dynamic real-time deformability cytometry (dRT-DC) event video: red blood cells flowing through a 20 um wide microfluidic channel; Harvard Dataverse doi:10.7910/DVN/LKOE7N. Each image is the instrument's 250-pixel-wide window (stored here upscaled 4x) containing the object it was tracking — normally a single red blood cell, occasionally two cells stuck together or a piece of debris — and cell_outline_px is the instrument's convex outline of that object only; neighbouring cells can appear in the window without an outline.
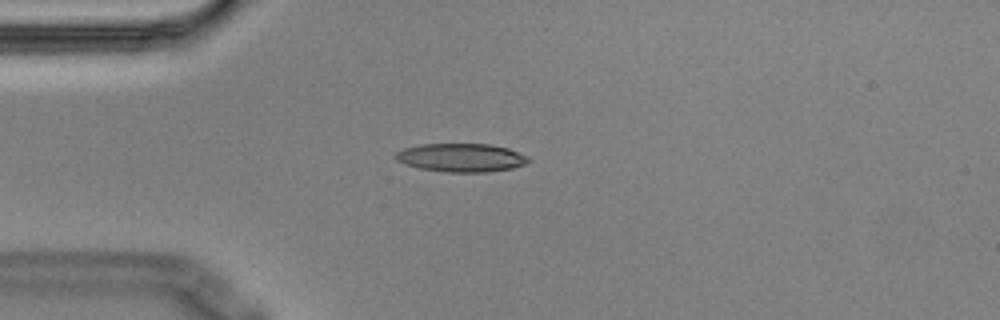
{"species": "Egyptian fruit bat (a non-hibernating species)", "species_latin": "Rousettus aegyptiacus", "temperature_condition": "cold", "stored_images_in_passage": 12, "camera_frame_rate_fps": 3000, "um_per_image_px": 0.085, "animal": {"sex": "male"}, "frame": {"image": 1, "passage_image": 3, "time_ms": 0.667, "image_size_px": [1000, 320], "cell_outline_px": [[532, 160], [528, 164], [512, 168], [488, 172], [448, 172], [420, 168], [396, 160], [392, 156], [396, 152], [404, 148], [420, 144], [488, 144], [508, 148], [528, 156]], "centroid_in_image_um": [39.24, 13.4], "position_along_channel_um": 45.8, "area_um2": 22.08}}
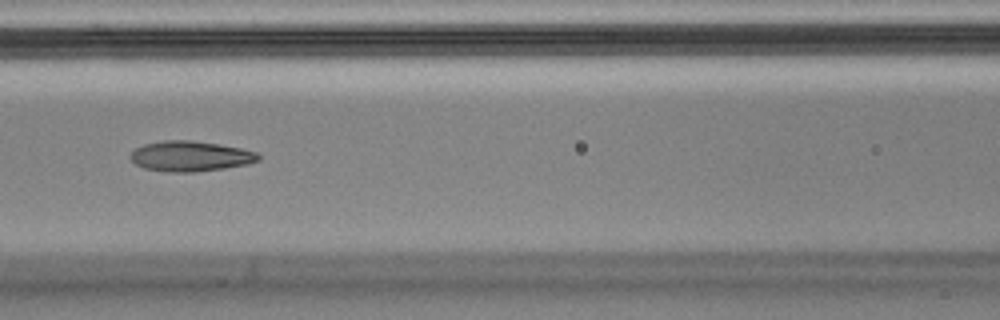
{"frame": {"image": 2, "passage_image": 6, "time_ms": 1.667, "image_size_px": [1000, 320], "cell_outline_px": [[260, 160], [248, 164], [224, 168], [196, 172], [168, 172], [144, 168], [136, 164], [128, 156], [136, 148], [144, 144], [164, 140], [192, 140], [240, 148], [256, 152], [260, 156]], "centroid_in_image_um": [16.17, 13.28], "position_along_channel_um": 150.4, "area_um2": 22.54}}
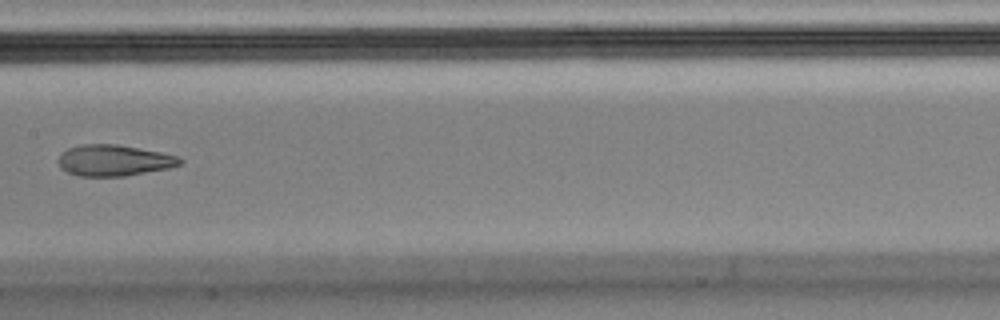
{"frame": {"image": 3, "passage_image": 7, "time_ms": 2.0, "image_size_px": [1000, 320], "cell_outline_px": [[184, 160], [180, 164], [168, 168], [124, 176], [80, 176], [68, 172], [60, 168], [60, 152], [68, 148], [84, 144], [116, 144], [160, 152], [176, 156]], "centroid_in_image_um": [9.67, 13.63], "position_along_channel_um": 197.7, "area_um2": 21.79}}